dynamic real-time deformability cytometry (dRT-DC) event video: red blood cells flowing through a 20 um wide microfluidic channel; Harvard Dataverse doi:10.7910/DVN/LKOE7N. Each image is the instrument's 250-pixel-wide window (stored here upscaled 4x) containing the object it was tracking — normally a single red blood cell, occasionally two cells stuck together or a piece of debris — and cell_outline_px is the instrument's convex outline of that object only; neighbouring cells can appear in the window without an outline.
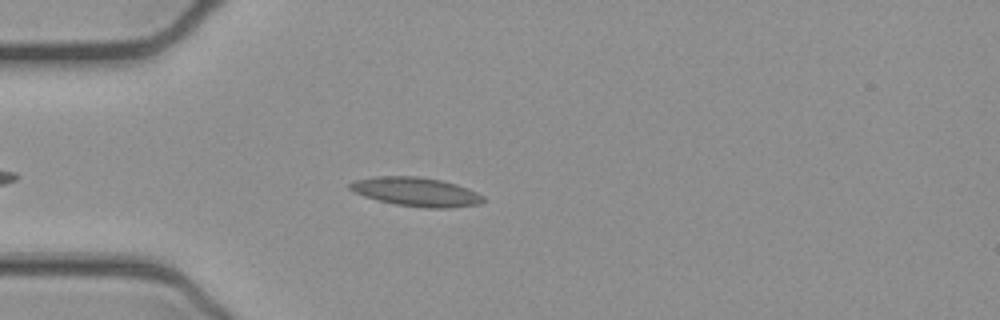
{"species": "common noctule bat (a hibernating species)", "species_latin": "Nyctalus noctula", "temperature_condition": "cold", "stored_images_in_passage": 38, "camera_frame_rate_fps": 3000, "um_per_image_px": 0.085, "animal": {"sex": "female", "body_mass_g": 21.9}, "frame": {"image": 1, "passage_image": 5, "time_ms": 1.333, "image_size_px": [1000, 320], "cell_outline_px": [[488, 200], [480, 204], [452, 208], [424, 208], [396, 204], [376, 200], [364, 196], [348, 188], [348, 184], [356, 180], [376, 176], [416, 176], [440, 180], [456, 184], [468, 188], [484, 196]], "centroid_in_image_um": [35.42, 16.31], "position_along_channel_um": 49.6, "area_um2": 22.6}}
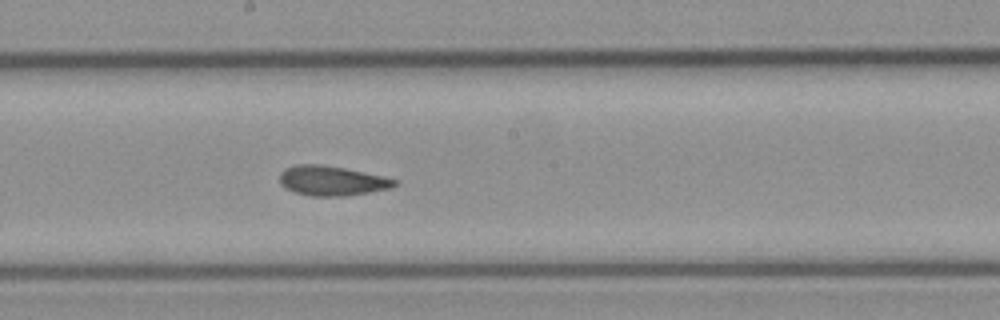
{"frame": {"image": 2, "passage_image": 19, "time_ms": 6.0, "image_size_px": [1000, 320], "cell_outline_px": [[400, 180], [396, 184], [388, 188], [368, 192], [344, 196], [312, 196], [296, 192], [284, 188], [280, 184], [280, 172], [284, 168], [296, 164], [320, 164], [344, 168], [384, 176]], "centroid_in_image_um": [28.17, 15.35], "position_along_channel_um": 220.0, "area_um2": 19.88}}
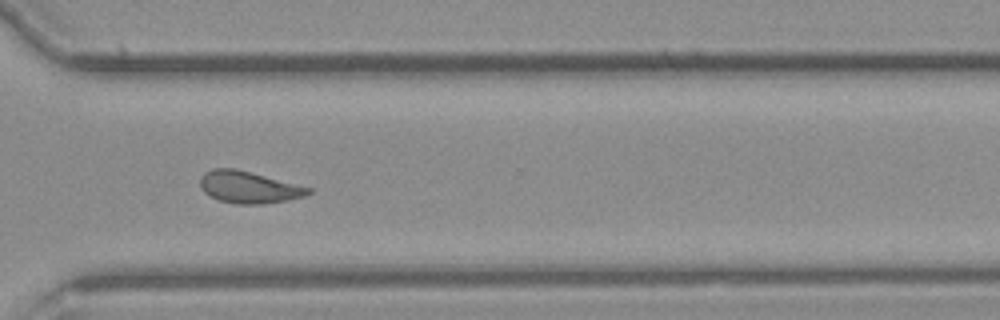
{"frame": {"image": 3, "passage_image": 29, "time_ms": 9.333, "image_size_px": [1000, 320], "cell_outline_px": [[312, 192], [304, 196], [264, 204], [236, 204], [220, 200], [208, 196], [200, 188], [200, 180], [204, 172], [212, 168], [236, 168], [312, 188]], "centroid_in_image_um": [21.11, 15.9], "position_along_channel_um": 349.5, "area_um2": 20.11}, "authors_computed_cell_mechanics": {"area_um2": 19.7387, "velocity_mm_per_s": 3.8953, "shape_relaxation_time_tau1_ms": 7.7931, "shape_relaxation_time_tau2_ms": 2.2893, "deformation_change_tau1": 0.188, "deformation_change_tau2": 0.0976}}